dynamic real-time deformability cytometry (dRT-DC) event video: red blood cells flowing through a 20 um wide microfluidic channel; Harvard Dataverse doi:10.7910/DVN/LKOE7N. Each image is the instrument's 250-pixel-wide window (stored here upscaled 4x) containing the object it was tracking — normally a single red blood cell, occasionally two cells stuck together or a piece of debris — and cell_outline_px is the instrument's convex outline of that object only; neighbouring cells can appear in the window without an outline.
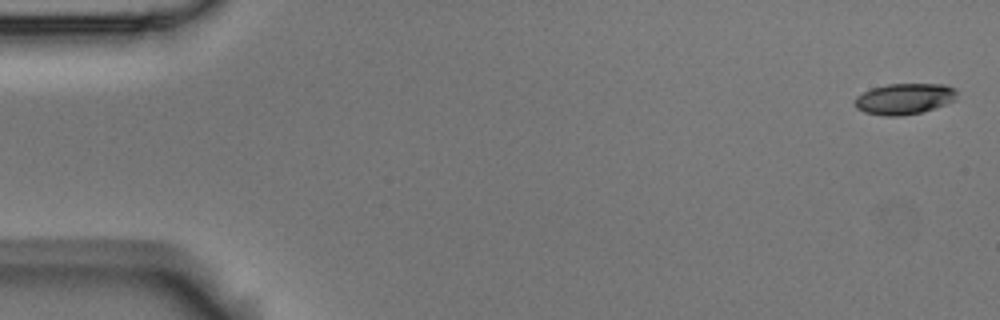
{"species": "Egyptian fruit bat (a non-hibernating species)", "species_latin": "Rousettus aegyptiacus", "temperature_condition": "room temperature", "stored_images_in_passage": 5, "camera_frame_rate_fps": 3000, "um_per_image_px": 0.085, "animal": {"sex": "male"}, "frame": {"image": 1, "passage_image": 1, "time_ms": 0.0, "image_size_px": [1000, 320], "cell_outline_px": [[956, 100], [920, 112], [900, 116], [884, 116], [864, 112], [856, 108], [852, 104], [856, 96], [872, 88], [888, 84], [944, 84], [956, 88]], "centroid_in_image_um": [76.83, 8.39], "position_along_channel_um": 8.2, "area_um2": 18.44}}